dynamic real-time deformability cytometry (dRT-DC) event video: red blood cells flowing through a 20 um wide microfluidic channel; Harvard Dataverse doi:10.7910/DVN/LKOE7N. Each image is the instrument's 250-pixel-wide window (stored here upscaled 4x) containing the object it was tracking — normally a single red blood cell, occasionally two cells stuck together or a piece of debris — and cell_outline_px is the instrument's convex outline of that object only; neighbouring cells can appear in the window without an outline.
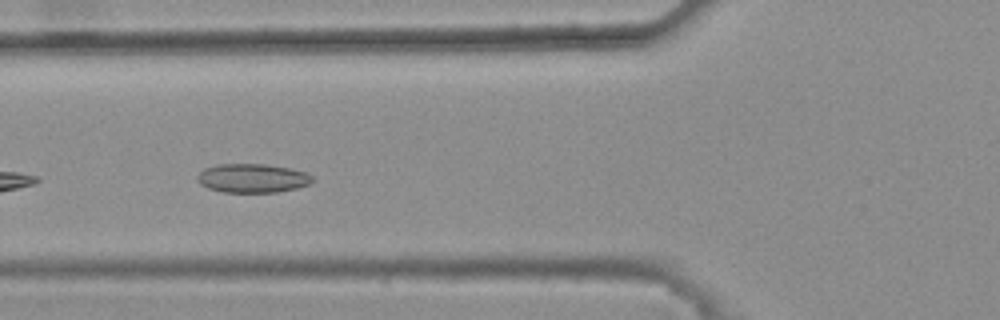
{"species": "common noctule bat (a hibernating species)", "species_latin": "Nyctalus noctula", "temperature_condition": "warm", "stored_images_in_passage": 7, "camera_frame_rate_fps": 3000, "um_per_image_px": 0.085, "animal": {"sex": "female", "body_mass_g": 25.1}, "frame": {"image": 1, "passage_image": 5, "time_ms": 1.333, "image_size_px": [1000, 320], "cell_outline_px": [[316, 180], [312, 184], [296, 188], [276, 192], [224, 192], [208, 188], [200, 184], [196, 180], [196, 176], [204, 168], [216, 164], [264, 164], [288, 168], [304, 172], [312, 176]], "centroid_in_image_um": [21.45, 15.15], "position_along_channel_um": 104.4, "area_um2": 19.48}}